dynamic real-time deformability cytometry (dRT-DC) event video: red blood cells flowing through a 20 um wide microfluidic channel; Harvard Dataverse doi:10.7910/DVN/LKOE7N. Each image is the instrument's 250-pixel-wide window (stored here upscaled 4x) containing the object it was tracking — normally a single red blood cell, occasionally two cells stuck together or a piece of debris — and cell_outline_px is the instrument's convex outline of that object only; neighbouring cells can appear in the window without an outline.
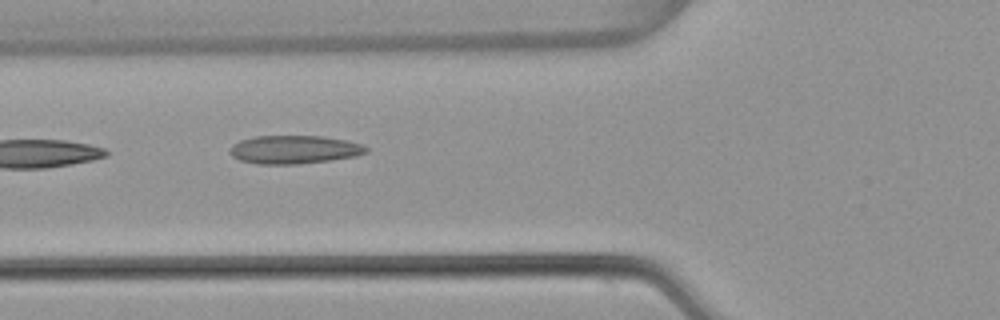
{"species": "common noctule bat (a hibernating species)", "species_latin": "Nyctalus noctula", "temperature_condition": "warm", "stored_images_in_passage": 6, "camera_frame_rate_fps": 3000, "um_per_image_px": 0.085, "animal": {"sex": "female", "body_mass_g": 22.7, "forearm_length_mm": 54.2}, "frame": {"image": 1, "passage_image": 6, "time_ms": 1.667, "image_size_px": [1000, 320], "cell_outline_px": [[368, 152], [356, 156], [332, 160], [296, 164], [256, 164], [240, 160], [232, 156], [228, 152], [228, 148], [232, 144], [240, 140], [256, 136], [320, 136], [348, 140], [364, 144], [368, 148]], "centroid_in_image_um": [25.01, 12.71], "position_along_channel_um": 100.8, "area_um2": 22.77}}